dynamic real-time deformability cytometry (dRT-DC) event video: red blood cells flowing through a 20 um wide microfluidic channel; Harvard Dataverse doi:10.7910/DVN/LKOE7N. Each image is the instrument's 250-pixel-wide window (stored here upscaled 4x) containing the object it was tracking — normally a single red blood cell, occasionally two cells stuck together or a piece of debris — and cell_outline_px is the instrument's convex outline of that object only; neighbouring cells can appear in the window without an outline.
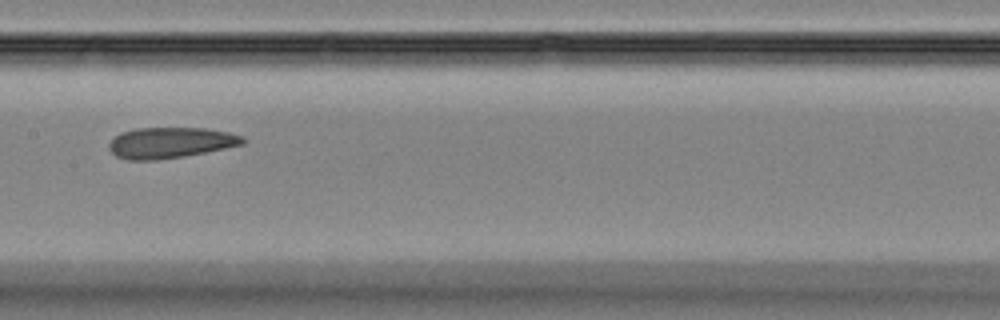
{"species": "Egyptian fruit bat (a non-hibernating species)", "species_latin": "Rousettus aegyptiacus", "temperature_condition": "room temperature", "stored_images_in_passage": 5, "camera_frame_rate_fps": 3000, "um_per_image_px": 0.085, "animal": {"sex": "female"}, "frame": {"image": 1, "passage_image": 5, "time_ms": 4.667, "image_size_px": [1000, 320], "cell_outline_px": [[244, 144], [184, 156], [156, 160], [128, 160], [116, 156], [108, 148], [108, 144], [120, 132], [136, 128], [204, 128], [228, 132], [244, 136]], "centroid_in_image_um": [14.46, 12.12], "position_along_channel_um": 192.9, "area_um2": 23.93}}